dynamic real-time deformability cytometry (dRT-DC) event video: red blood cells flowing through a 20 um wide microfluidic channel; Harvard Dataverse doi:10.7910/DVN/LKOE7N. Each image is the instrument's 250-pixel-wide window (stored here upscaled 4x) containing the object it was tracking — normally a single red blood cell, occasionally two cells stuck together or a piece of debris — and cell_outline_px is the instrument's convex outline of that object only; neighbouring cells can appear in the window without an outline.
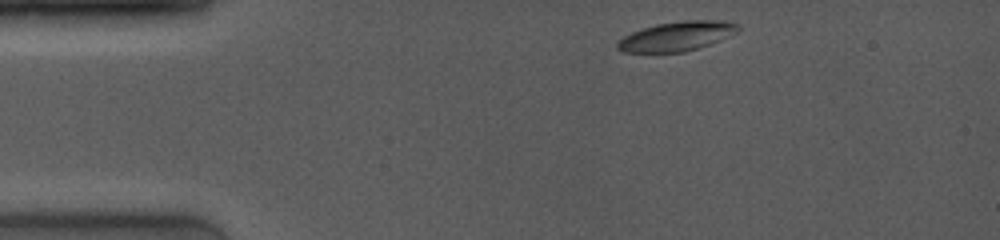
{"species": "common noctule bat (a hibernating species)", "species_latin": "Nyctalus noctula", "temperature_condition": "room temperature", "stored_images_in_passage": 36, "camera_frame_rate_fps": 4000, "um_per_image_px": 0.085, "animal": {"sex": "female", "body_mass_g": 19.0, "forearm_length_mm": 53.3}, "frame": {"image": 1, "passage_image": 1, "time_ms": 0.0, "image_size_px": [1000, 240], "cell_outline_px": [[740, 28], [736, 32], [720, 40], [684, 52], [620, 52], [616, 48], [616, 44], [624, 36], [632, 32], [656, 24], [684, 20], [724, 20], [740, 24]], "centroid_in_image_um": [57.53, 3.07], "position_along_channel_um": 27.5, "area_um2": 20.58}}
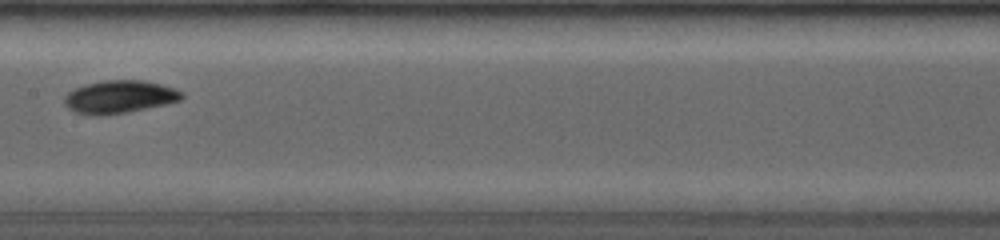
{"frame": {"image": 2, "passage_image": 16, "time_ms": 5.75, "image_size_px": [1000, 240], "cell_outline_px": [[184, 96], [180, 100], [164, 104], [128, 112], [100, 116], [92, 116], [76, 112], [68, 108], [64, 104], [64, 96], [68, 92], [84, 84], [104, 80], [144, 80], [160, 84], [184, 92]], "centroid_in_image_um": [10.12, 8.23], "position_along_channel_um": 197.3, "area_um2": 22.48}}
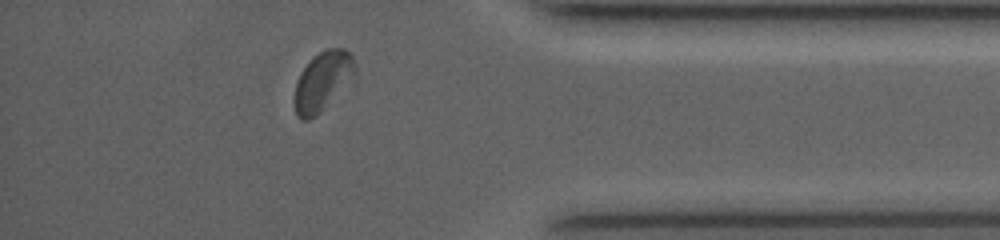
{"frame": {"image": 3, "passage_image": 33, "time_ms": 11.25, "image_size_px": [1000, 240], "cell_outline_px": [[356, 84], [316, 116], [308, 120], [300, 120], [296, 116], [292, 100], [296, 84], [300, 72], [324, 48], [344, 48], [352, 56], [356, 68]], "centroid_in_image_um": [27.5, 6.98], "position_along_channel_um": 407.7, "area_um2": 22.14}, "authors_computed_cell_mechanics": {"area_um2": 21.5594, "velocity_mm_per_s": 4.0229, "shape_relaxation_time_tau1_ms": 1.6756, "shape_relaxation_time_tau2_ms": 1.6578, "deformation_change_tau1": 0.0972, "deformation_change_tau2": 0.0568}}